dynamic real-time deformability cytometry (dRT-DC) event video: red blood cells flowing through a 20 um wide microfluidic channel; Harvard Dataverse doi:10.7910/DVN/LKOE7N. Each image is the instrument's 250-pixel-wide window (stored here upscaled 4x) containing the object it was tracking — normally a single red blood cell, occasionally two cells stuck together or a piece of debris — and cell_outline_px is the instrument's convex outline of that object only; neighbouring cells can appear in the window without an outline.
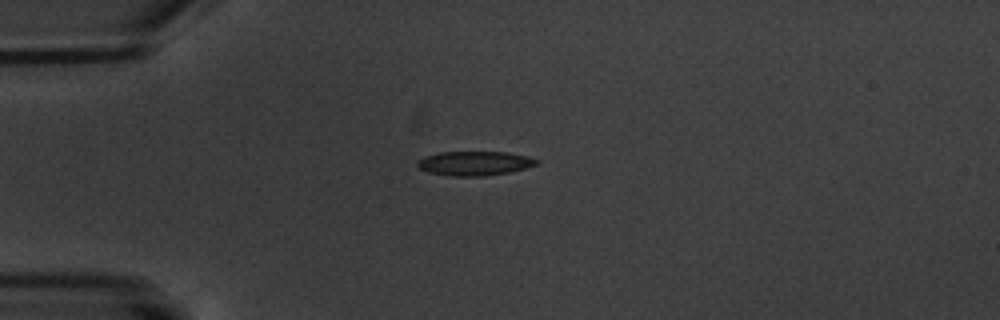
{"species": "common noctule bat (a hibernating species)", "species_latin": "Nyctalus noctula", "temperature_condition": "warm", "stored_images_in_passage": 7, "camera_frame_rate_fps": 3000, "um_per_image_px": 0.085, "animal": {"sex": "male", "body_mass_g": 20.1, "forearm_length_mm": 53.5}, "frame": {"image": 1, "passage_image": 4, "time_ms": 3.667, "image_size_px": [1000, 320], "cell_outline_px": [[540, 160], [536, 164], [524, 168], [508, 172], [484, 176], [452, 176], [428, 172], [420, 168], [416, 164], [416, 160], [424, 156], [440, 152], [508, 152], [528, 156]], "centroid_in_image_um": [40.31, 13.87], "position_along_channel_um": 44.7, "area_um2": 16.82}}